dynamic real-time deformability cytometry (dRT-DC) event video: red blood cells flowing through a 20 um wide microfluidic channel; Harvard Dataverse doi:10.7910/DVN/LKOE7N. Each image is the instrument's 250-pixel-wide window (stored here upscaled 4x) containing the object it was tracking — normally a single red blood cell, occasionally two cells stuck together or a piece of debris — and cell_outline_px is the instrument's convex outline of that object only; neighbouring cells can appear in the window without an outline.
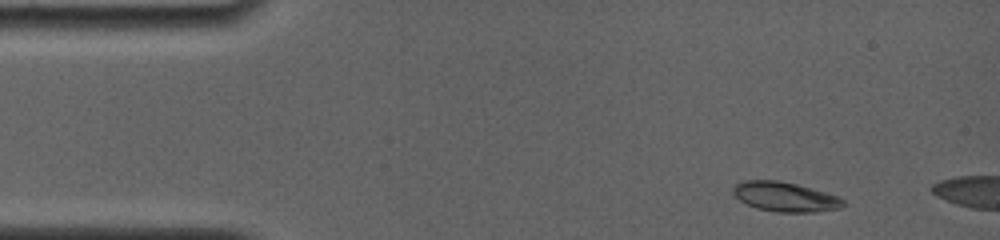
{"species": "common noctule bat (a hibernating species)", "species_latin": "Nyctalus noctula", "temperature_condition": "room temperature", "stored_images_in_passage": 3, "camera_frame_rate_fps": 4000, "um_per_image_px": 0.085, "animal": {"sex": "female", "body_mass_g": 19.0, "forearm_length_mm": 56.7}, "frame": {"image": 1, "passage_image": 1, "time_ms": 0.0, "image_size_px": [1000, 240], "cell_outline_px": [[844, 208], [816, 212], [776, 212], [756, 208], [740, 200], [732, 192], [732, 188], [736, 184], [744, 180], [780, 180], [812, 188], [836, 196], [844, 200]], "centroid_in_image_um": [66.74, 16.73], "position_along_channel_um": 18.3, "area_um2": 19.02}}